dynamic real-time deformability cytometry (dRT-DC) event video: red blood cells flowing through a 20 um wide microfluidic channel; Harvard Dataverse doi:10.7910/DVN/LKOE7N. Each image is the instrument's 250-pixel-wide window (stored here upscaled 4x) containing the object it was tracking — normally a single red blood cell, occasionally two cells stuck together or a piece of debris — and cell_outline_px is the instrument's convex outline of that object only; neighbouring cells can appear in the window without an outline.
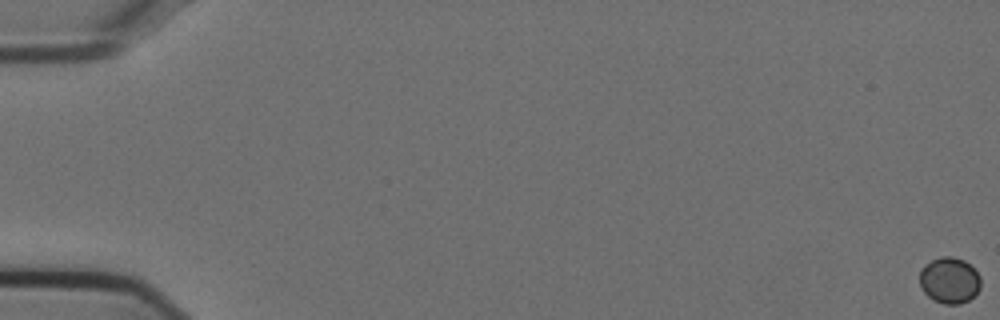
{"species": "Egyptian fruit bat (a non-hibernating species)", "species_latin": "Rousettus aegyptiacus", "temperature_condition": "cold", "stored_images_in_passage": 20, "camera_frame_rate_fps": 3000, "um_per_image_px": 0.085, "animal": {"sex": "female"}, "frame": {"image": 1, "passage_image": 1, "time_ms": 0.0, "image_size_px": [1000, 320], "cell_outline_px": [[980, 288], [968, 300], [960, 304], [944, 304], [932, 300], [920, 288], [920, 268], [924, 264], [932, 260], [944, 256], [952, 256], [964, 260], [980, 276]], "centroid_in_image_um": [80.67, 23.83], "position_along_channel_um": 4.3, "area_um2": 16.42}}
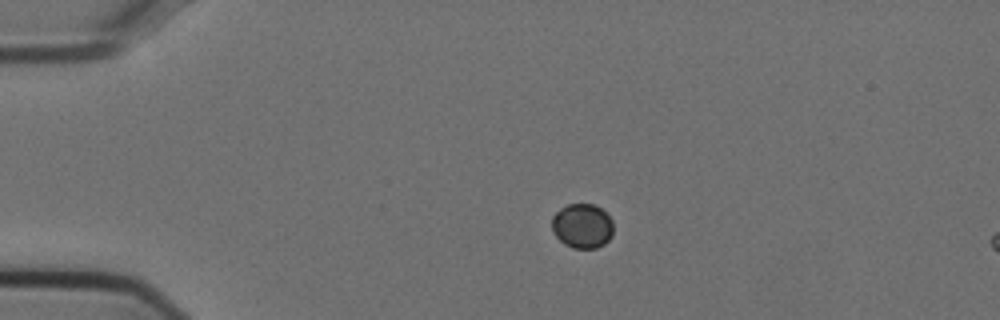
{"frame": {"image": 2, "passage_image": 14, "time_ms": 4.333, "image_size_px": [1000, 320], "cell_outline_px": [[612, 236], [604, 244], [596, 248], [572, 248], [564, 244], [552, 232], [552, 216], [560, 208], [568, 204], [592, 204], [600, 208], [612, 220]], "centroid_in_image_um": [49.47, 19.21], "position_along_channel_um": 35.5, "area_um2": 15.95}}